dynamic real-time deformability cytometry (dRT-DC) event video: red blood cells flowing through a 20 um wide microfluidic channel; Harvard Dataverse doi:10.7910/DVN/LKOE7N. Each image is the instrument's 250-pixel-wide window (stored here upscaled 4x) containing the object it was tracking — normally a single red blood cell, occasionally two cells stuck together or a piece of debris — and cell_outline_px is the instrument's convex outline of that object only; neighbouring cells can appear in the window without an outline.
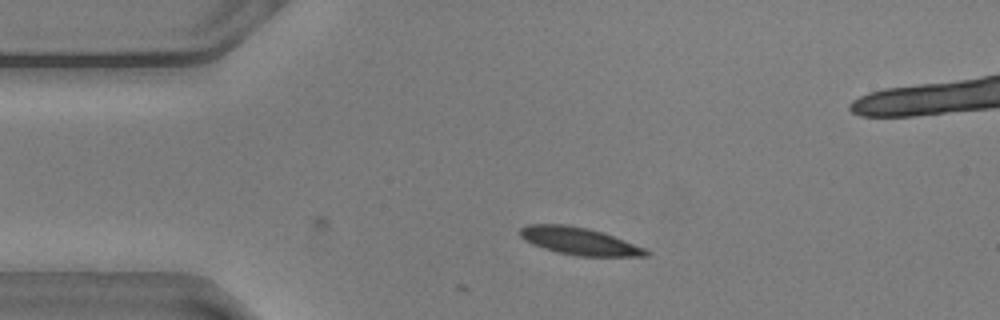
{"species": "common noctule bat (a hibernating species)", "species_latin": "Nyctalus noctula", "temperature_condition": "warm", "stored_images_in_passage": 5, "camera_frame_rate_fps": 3000, "um_per_image_px": 0.085, "animal": {"sex": "male", "body_mass_g": 20.5, "forearm_length_mm": 52.5}, "frame": {"image": 1, "passage_image": 1, "time_ms": 0.0, "image_size_px": [1000, 320], "cell_outline_px": [[652, 252], [648, 256], [576, 256], [556, 252], [532, 244], [524, 240], [520, 236], [520, 228], [528, 224], [568, 224], [588, 228], [604, 232], [644, 248]], "centroid_in_image_um": [49.23, 20.49], "position_along_channel_um": 35.8, "area_um2": 20.23}}